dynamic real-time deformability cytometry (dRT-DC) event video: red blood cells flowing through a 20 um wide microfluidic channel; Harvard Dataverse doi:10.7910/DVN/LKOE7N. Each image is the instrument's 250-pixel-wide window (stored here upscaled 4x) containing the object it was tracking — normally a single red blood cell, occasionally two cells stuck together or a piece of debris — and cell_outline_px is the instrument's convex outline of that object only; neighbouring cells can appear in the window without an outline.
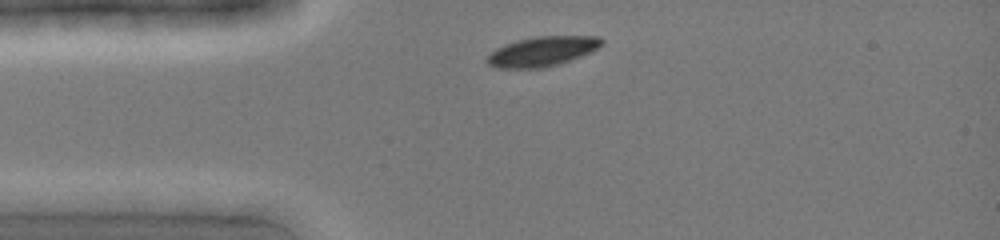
{"species": "common noctule bat (a hibernating species)", "species_latin": "Nyctalus noctula", "temperature_condition": "cold", "stored_images_in_passage": 3, "camera_frame_rate_fps": 3000, "um_per_image_px": 0.085, "animal": {"sex": "female", "body_mass_g": 19.0, "forearm_length_mm": 51.5}, "frame": {"image": 1, "passage_image": 1, "time_ms": 0.0, "image_size_px": [1000, 240], "cell_outline_px": [[604, 44], [580, 56], [544, 68], [496, 68], [488, 64], [484, 60], [496, 48], [516, 40], [536, 36], [596, 36], [604, 40]], "centroid_in_image_um": [46.05, 4.36], "position_along_channel_um": 39.0, "area_um2": 19.65}}